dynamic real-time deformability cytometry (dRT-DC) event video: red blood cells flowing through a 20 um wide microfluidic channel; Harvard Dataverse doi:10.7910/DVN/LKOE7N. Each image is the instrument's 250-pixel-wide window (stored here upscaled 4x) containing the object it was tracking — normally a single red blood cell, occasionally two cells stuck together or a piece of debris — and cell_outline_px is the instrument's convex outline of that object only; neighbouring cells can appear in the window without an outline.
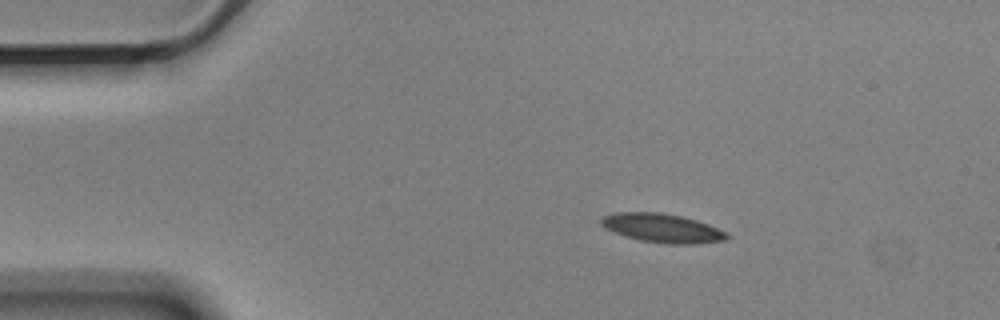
{"species": "Egyptian fruit bat (a non-hibernating species)", "species_latin": "Rousettus aegyptiacus", "temperature_condition": "cold", "stored_images_in_passage": 4, "camera_frame_rate_fps": 3000, "um_per_image_px": 0.085, "animal": {"sex": "male"}, "frame": {"image": 1, "passage_image": 1, "time_ms": 0.0, "image_size_px": [1000, 320], "cell_outline_px": [[728, 240], [692, 244], [668, 244], [640, 240], [624, 236], [604, 228], [600, 224], [600, 220], [604, 216], [616, 212], [660, 212], [680, 216], [696, 220], [708, 224], [724, 232], [728, 236]], "centroid_in_image_um": [56.25, 19.39], "position_along_channel_um": 28.7, "area_um2": 21.04}}
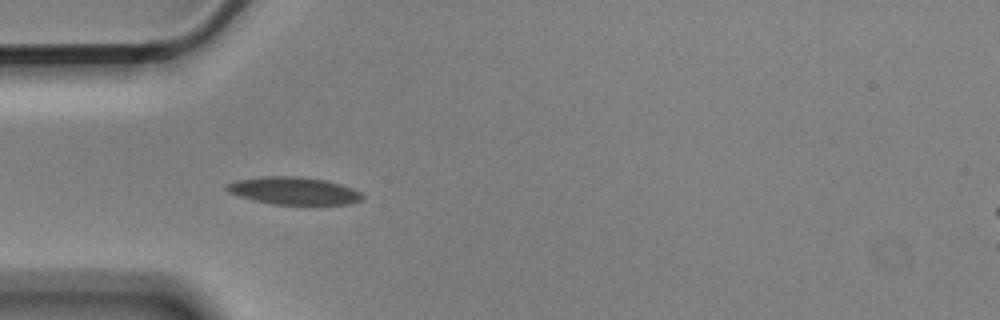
{"frame": {"image": 2, "passage_image": 3, "time_ms": 0.667, "image_size_px": [1000, 320], "cell_outline_px": [[364, 200], [352, 204], [272, 204], [252, 200], [228, 192], [224, 188], [228, 184], [236, 180], [260, 176], [296, 176], [324, 180], [340, 184], [352, 188], [360, 192], [364, 196]], "centroid_in_image_um": [24.98, 16.22], "position_along_channel_um": 60.0, "area_um2": 21.79}}
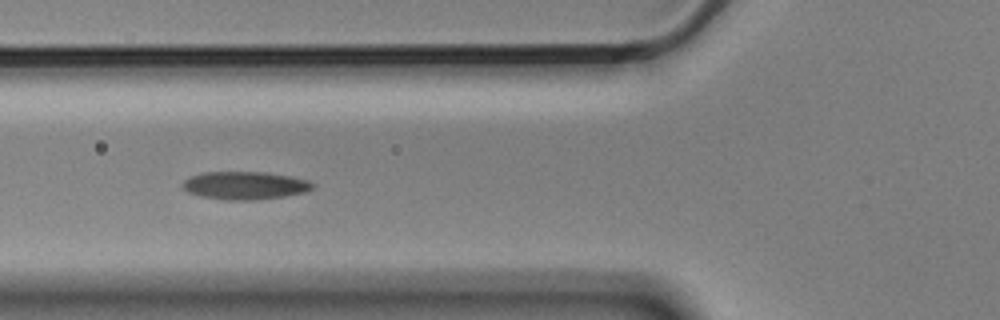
{"frame": {"image": 3, "passage_image": 4, "time_ms": 1.0, "image_size_px": [1000, 320], "cell_outline_px": [[316, 184], [312, 188], [304, 192], [284, 196], [256, 200], [224, 200], [200, 196], [188, 192], [184, 188], [184, 180], [192, 176], [204, 172], [264, 172], [288, 176], [308, 180]], "centroid_in_image_um": [20.83, 15.77], "position_along_channel_um": 105.0, "area_um2": 20.98}}